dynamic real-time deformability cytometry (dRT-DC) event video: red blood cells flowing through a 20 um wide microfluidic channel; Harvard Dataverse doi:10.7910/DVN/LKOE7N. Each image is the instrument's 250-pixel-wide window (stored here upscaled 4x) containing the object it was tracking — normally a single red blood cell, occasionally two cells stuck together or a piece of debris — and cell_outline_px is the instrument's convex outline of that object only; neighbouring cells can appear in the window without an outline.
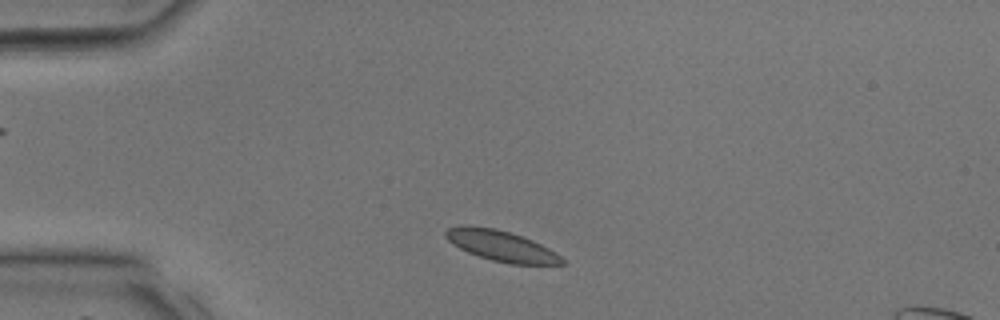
{"species": "common noctule bat (a hibernating species)", "species_latin": "Nyctalus noctula", "temperature_condition": "room temperature", "stored_images_in_passage": 32, "camera_frame_rate_fps": 3000, "um_per_image_px": 0.085, "animal": {"sex": "male", "body_mass_g": 17.9, "forearm_length_mm": 54.2}, "frame": {"image": 1, "passage_image": 3, "time_ms": 0.667, "image_size_px": [1000, 320], "cell_outline_px": [[568, 264], [508, 264], [492, 260], [468, 252], [452, 244], [444, 236], [444, 232], [448, 228], [496, 228], [532, 240], [548, 248], [560, 256]], "centroid_in_image_um": [42.66, 20.94], "position_along_channel_um": 42.3, "area_um2": 20.0}}
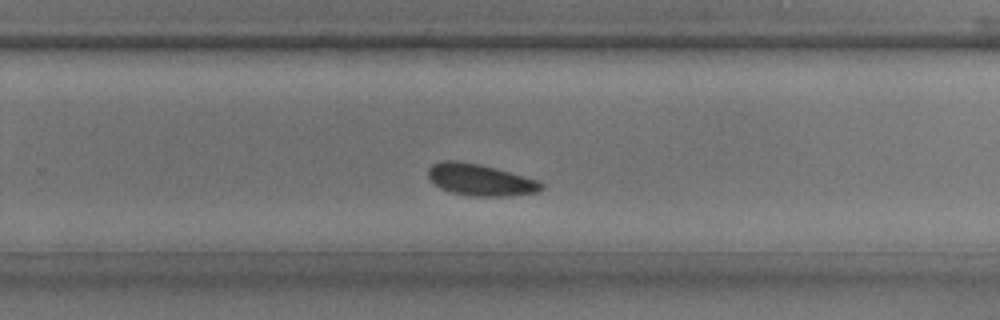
{"frame": {"image": 2, "passage_image": 19, "time_ms": 6.0, "image_size_px": [1000, 320], "cell_outline_px": [[544, 188], [540, 192], [508, 196], [472, 196], [448, 192], [440, 188], [428, 176], [428, 168], [432, 164], [444, 160], [456, 160], [480, 164], [540, 180], [544, 184]], "centroid_in_image_um": [40.86, 15.29], "position_along_channel_um": 288.9, "area_um2": 21.1}}
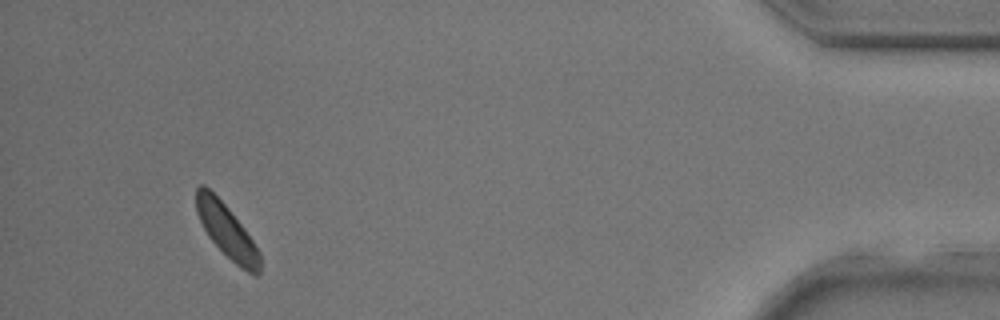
{"frame": {"image": 3, "passage_image": 30, "time_ms": 9.667, "image_size_px": [1000, 320], "cell_outline_px": [[260, 272], [256, 276], [240, 268], [208, 236], [196, 212], [196, 188], [200, 184], [204, 184], [228, 208], [244, 228], [260, 252]], "centroid_in_image_um": [19.28, 19.63], "position_along_channel_um": 415.9, "area_um2": 19.42}}